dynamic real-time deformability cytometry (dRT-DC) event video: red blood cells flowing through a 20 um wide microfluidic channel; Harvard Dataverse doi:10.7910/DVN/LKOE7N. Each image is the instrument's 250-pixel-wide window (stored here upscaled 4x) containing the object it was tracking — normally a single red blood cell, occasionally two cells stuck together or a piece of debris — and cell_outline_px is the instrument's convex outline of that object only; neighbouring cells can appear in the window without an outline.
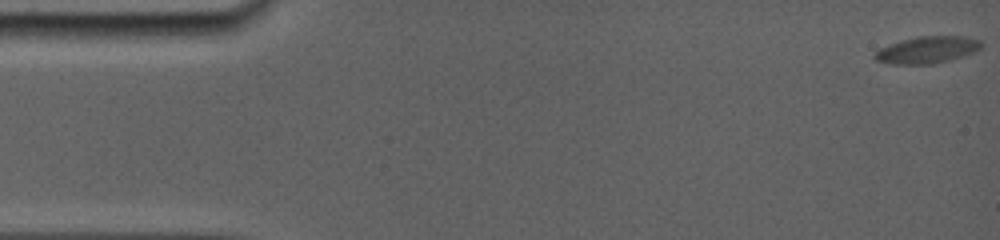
{"species": "common noctule bat (a hibernating species)", "species_latin": "Nyctalus noctula", "temperature_condition": "room temperature", "stored_images_in_passage": 72, "camera_frame_rate_fps": 5000, "um_per_image_px": 0.085, "animal": {"sex": "female", "body_mass_g": 19.0, "forearm_length_mm": 56.7}, "frame": {"image": 1, "passage_image": 1, "time_ms": 0.0, "image_size_px": [1000, 240], "cell_outline_px": [[980, 48], [964, 56], [932, 64], [888, 64], [876, 60], [872, 56], [880, 48], [916, 36], [964, 36], [980, 40]], "centroid_in_image_um": [78.79, 4.24], "position_along_channel_um": 6.2, "area_um2": 16.47}}
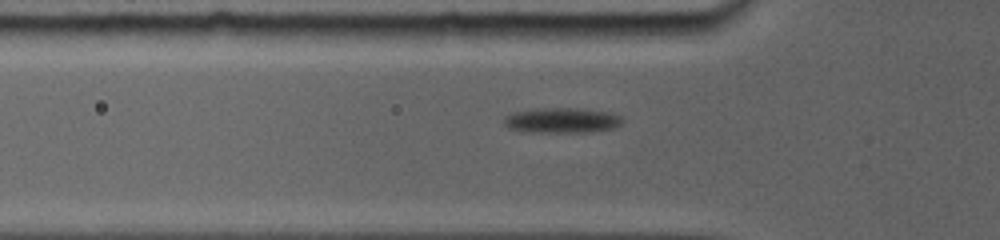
{"frame": {"image": 2, "passage_image": 31, "time_ms": 6.0, "image_size_px": [1000, 240], "cell_outline_px": [[624, 120], [616, 128], [588, 132], [520, 132], [508, 128], [504, 124], [504, 116], [512, 112], [536, 108], [576, 108], [608, 112], [620, 116]], "centroid_in_image_um": [47.71, 10.23], "position_along_channel_um": 78.1, "area_um2": 17.63}}
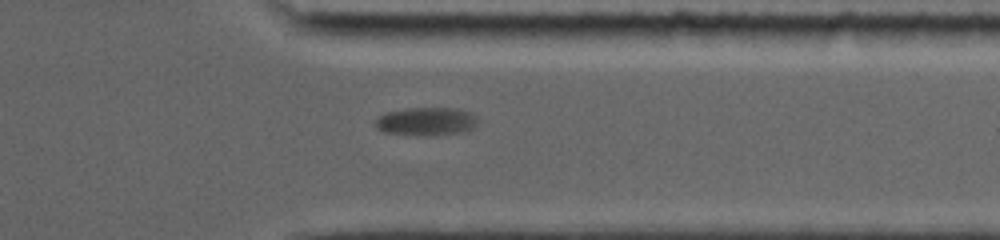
{"frame": {"image": 3, "passage_image": 62, "time_ms": 14.6, "image_size_px": [1000, 240], "cell_outline_px": [[476, 124], [468, 132], [384, 132], [376, 128], [376, 120], [380, 116], [388, 112], [408, 108], [456, 108], [472, 112], [476, 116]], "centroid_in_image_um": [36.29, 10.25], "position_along_channel_um": 375.1, "area_um2": 15.66}}